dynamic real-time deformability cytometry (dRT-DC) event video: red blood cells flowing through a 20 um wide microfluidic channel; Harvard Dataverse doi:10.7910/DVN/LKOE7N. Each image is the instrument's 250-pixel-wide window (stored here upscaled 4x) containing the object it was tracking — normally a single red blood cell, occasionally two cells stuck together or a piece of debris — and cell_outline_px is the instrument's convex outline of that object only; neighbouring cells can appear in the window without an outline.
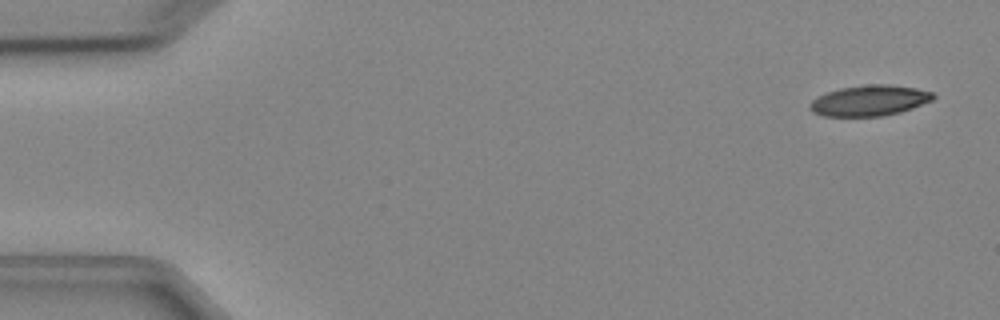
{"species": "Egyptian fruit bat (a non-hibernating species)", "species_latin": "Rousettus aegyptiacus", "temperature_condition": "cold", "stored_images_in_passage": 5, "camera_frame_rate_fps": 3000, "um_per_image_px": 0.085, "animal": {"sex": "female"}, "frame": {"image": 1, "passage_image": 1, "time_ms": 0.0, "image_size_px": [1000, 320], "cell_outline_px": [[936, 96], [932, 100], [912, 108], [900, 112], [884, 116], [824, 116], [812, 112], [808, 108], [808, 104], [812, 100], [828, 92], [840, 88], [868, 84], [888, 84], [916, 88], [932, 92]], "centroid_in_image_um": [73.9, 8.55], "position_along_channel_um": 11.1, "area_um2": 22.02}}
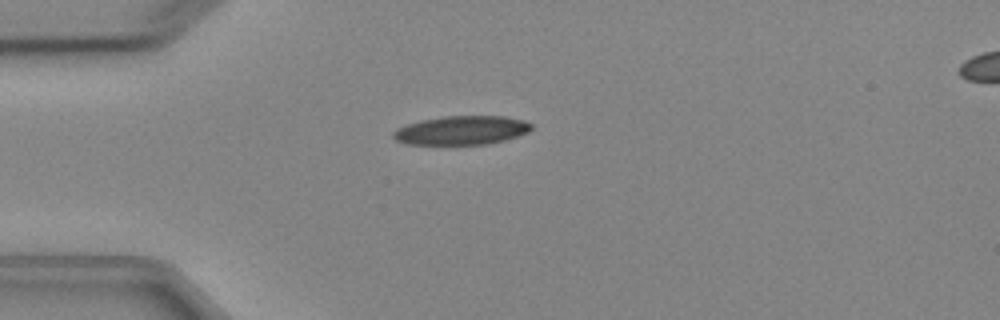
{"frame": {"image": 2, "passage_image": 4, "time_ms": 3.667, "image_size_px": [1000, 320], "cell_outline_px": [[532, 128], [528, 132], [504, 140], [488, 144], [408, 144], [396, 140], [392, 136], [392, 132], [396, 128], [420, 120], [444, 116], [504, 116], [524, 120], [532, 124]], "centroid_in_image_um": [39.22, 11.07], "position_along_channel_um": 45.8, "area_um2": 23.18}}